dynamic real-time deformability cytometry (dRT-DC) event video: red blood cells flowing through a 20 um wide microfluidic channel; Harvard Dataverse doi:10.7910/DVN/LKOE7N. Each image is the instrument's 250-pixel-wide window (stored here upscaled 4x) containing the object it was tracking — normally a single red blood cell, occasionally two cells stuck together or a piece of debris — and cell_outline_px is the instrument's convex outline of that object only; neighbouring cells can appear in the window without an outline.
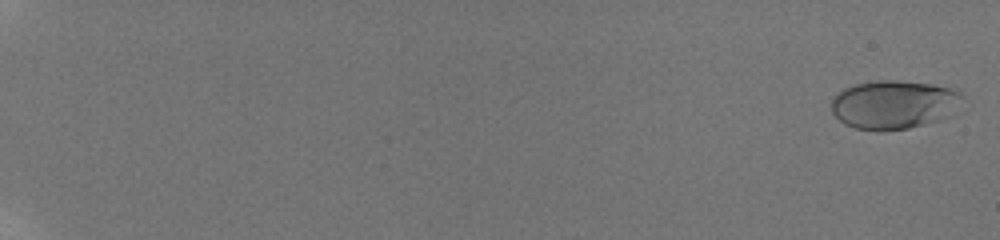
{"species": "human", "species_latin": "Homo sapiens", "temperature_condition": "room temperature", "stored_images_in_passage": 59, "camera_frame_rate_fps": 3000, "um_per_image_px": 0.085, "donor": {"sex": "male"}, "frame": {"image": 1, "passage_image": 2, "time_ms": 0.333, "image_size_px": [1000, 240], "cell_outline_px": [[964, 96], [956, 116], [908, 128], [884, 132], [856, 128], [844, 124], [832, 112], [832, 100], [836, 92], [852, 84], [876, 80], [900, 80], [932, 84], [948, 88], [960, 92]], "centroid_in_image_um": [76.02, 8.89], "position_along_channel_um": 9.0, "area_um2": 37.97}}
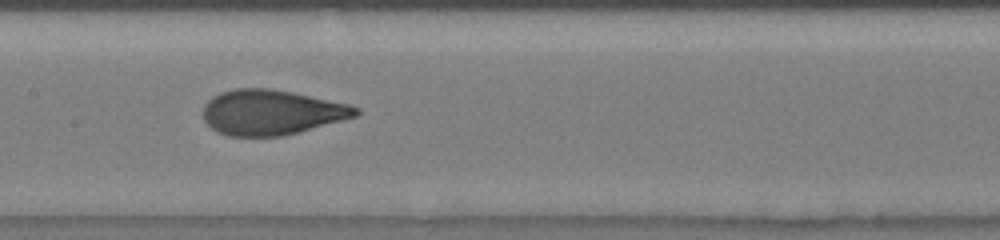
{"frame": {"image": 2, "passage_image": 35, "time_ms": 11.333, "image_size_px": [1000, 240], "cell_outline_px": [[360, 112], [356, 116], [300, 132], [284, 136], [228, 136], [216, 132], [204, 120], [204, 104], [212, 96], [220, 92], [236, 88], [268, 88], [292, 92], [348, 104], [360, 108]], "centroid_in_image_um": [23.05, 9.55], "position_along_channel_um": 184.3, "area_um2": 40.11}}
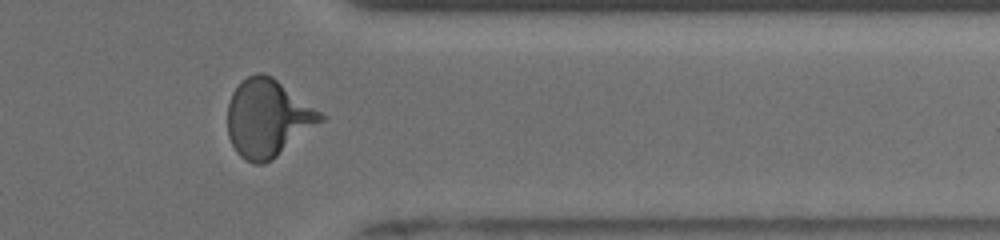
{"frame": {"image": 3, "passage_image": 51, "time_ms": 16.667, "image_size_px": [1000, 240], "cell_outline_px": [[328, 116], [324, 120], [272, 160], [264, 164], [252, 164], [244, 160], [236, 152], [228, 136], [228, 104], [232, 92], [248, 76], [256, 72], [260, 72], [272, 76]], "centroid_in_image_um": [22.77, 10.05], "position_along_channel_um": 388.6, "area_um2": 42.14}, "authors_computed_cell_mechanics": {"area_um2": 39.2462, "velocity_mm_per_s": 3.8811, "shape_relaxation_time_tau1_ms": 3.6135, "shape_relaxation_time_tau2_ms": null, "deformation_change_tau1": 0.2073, "deformation_change_tau2": null}}